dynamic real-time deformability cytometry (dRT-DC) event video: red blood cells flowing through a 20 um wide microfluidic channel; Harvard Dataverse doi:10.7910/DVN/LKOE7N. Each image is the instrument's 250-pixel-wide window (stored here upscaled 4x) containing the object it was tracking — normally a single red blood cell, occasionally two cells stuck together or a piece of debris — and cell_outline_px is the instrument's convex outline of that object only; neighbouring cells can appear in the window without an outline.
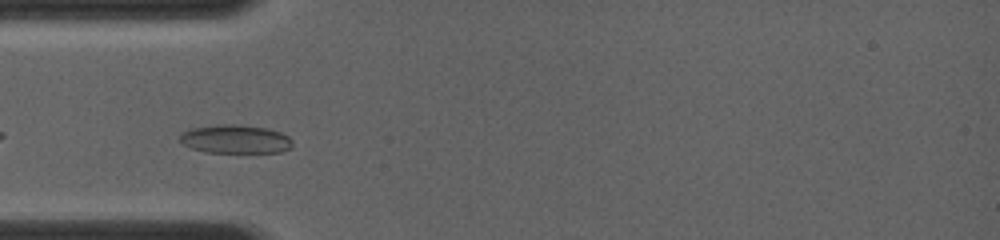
{"species": "common noctule bat (a hibernating species)", "species_latin": "Nyctalus noctula", "temperature_condition": "room temperature", "stored_images_in_passage": 40, "camera_frame_rate_fps": 4000, "um_per_image_px": 0.085, "animal": {"sex": "female", "body_mass_g": 19.0, "forearm_length_mm": 56.7}, "frame": {"image": 1, "passage_image": 5, "time_ms": 0.75, "image_size_px": [1000, 240], "cell_outline_px": [[292, 148], [280, 152], [204, 152], [192, 148], [176, 140], [188, 128], [216, 124], [236, 124], [268, 128], [280, 132], [288, 136], [292, 140]], "centroid_in_image_um": [19.99, 11.81], "position_along_channel_um": 65.0, "area_um2": 18.96}}
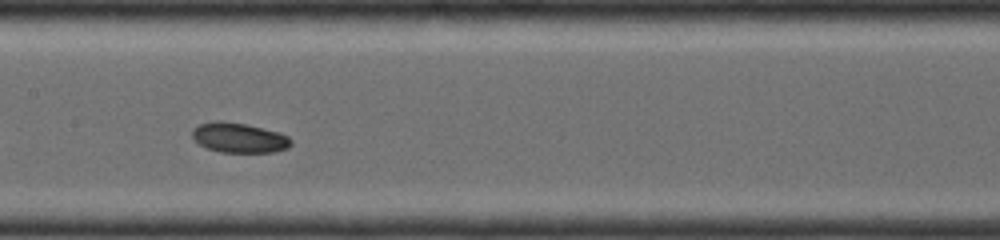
{"frame": {"image": 2, "passage_image": 15, "time_ms": 3.5, "image_size_px": [1000, 240], "cell_outline_px": [[292, 144], [288, 148], [272, 152], [220, 152], [208, 148], [200, 144], [192, 136], [192, 128], [200, 124], [216, 120], [244, 124], [280, 132], [288, 136], [292, 140]], "centroid_in_image_um": [20.34, 11.71], "position_along_channel_um": 187.1, "area_um2": 17.11}}
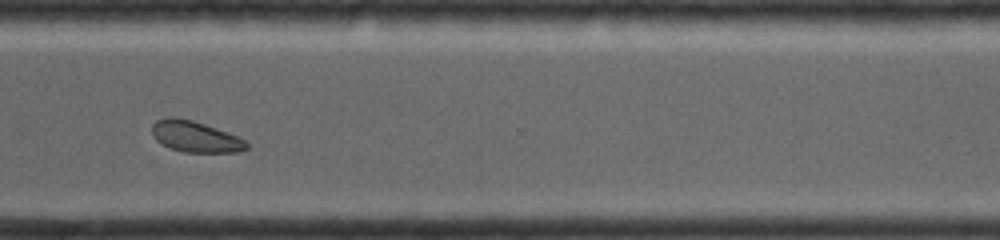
{"frame": {"image": 3, "passage_image": 35, "time_ms": 7.25, "image_size_px": [1000, 240], "cell_outline_px": [[248, 148], [240, 152], [184, 152], [168, 148], [160, 144], [152, 136], [152, 124], [156, 120], [168, 116], [172, 116], [192, 120], [204, 124], [236, 136], [244, 140], [248, 144]], "centroid_in_image_um": [16.54, 11.62], "position_along_channel_um": 354.1, "area_um2": 17.17}}